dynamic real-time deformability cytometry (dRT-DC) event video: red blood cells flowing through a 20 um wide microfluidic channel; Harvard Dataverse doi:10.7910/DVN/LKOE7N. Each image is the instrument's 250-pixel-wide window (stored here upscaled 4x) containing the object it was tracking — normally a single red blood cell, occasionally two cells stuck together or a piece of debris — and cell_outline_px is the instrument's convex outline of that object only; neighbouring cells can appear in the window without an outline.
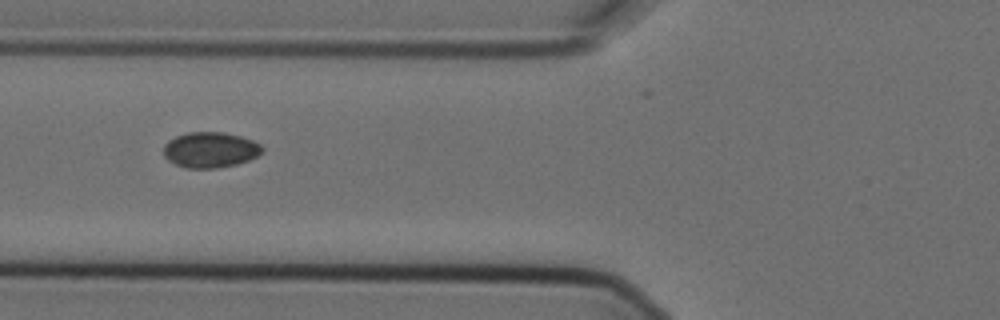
{"species": "Egyptian fruit bat (a non-hibernating species)", "species_latin": "Rousettus aegyptiacus", "temperature_condition": "cold", "stored_images_in_passage": 7, "camera_frame_rate_fps": 3000, "um_per_image_px": 0.085, "animal": {"sex": "female"}, "frame": {"image": 1, "passage_image": 4, "time_ms": 1.0, "image_size_px": [1000, 320], "cell_outline_px": [[264, 148], [256, 156], [248, 160], [236, 164], [216, 168], [188, 168], [176, 164], [168, 160], [164, 156], [164, 144], [168, 140], [176, 136], [188, 132], [224, 132], [240, 136], [252, 140], [260, 144]], "centroid_in_image_um": [17.85, 12.73], "position_along_channel_um": 107.9, "area_um2": 20.35}}
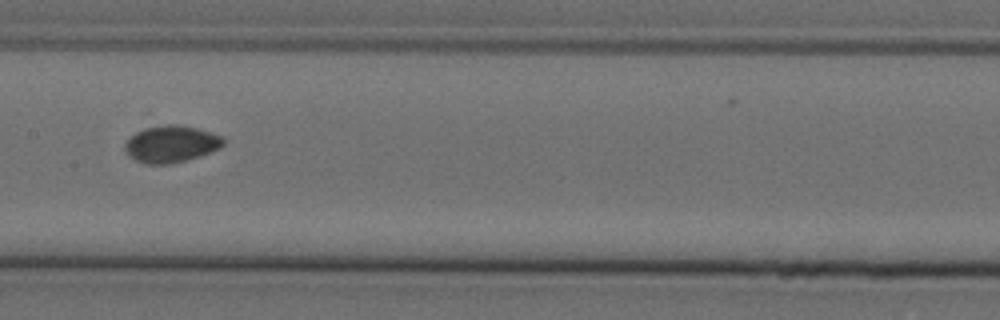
{"frame": {"image": 2, "passage_image": 6, "time_ms": 1.667, "image_size_px": [1000, 320], "cell_outline_px": [[228, 140], [220, 148], [184, 160], [168, 164], [148, 164], [136, 160], [128, 156], [124, 148], [124, 144], [136, 132], [144, 128], [168, 124], [196, 128], [224, 136]], "centroid_in_image_um": [14.55, 12.23], "position_along_channel_um": 192.8, "area_um2": 20.87}}
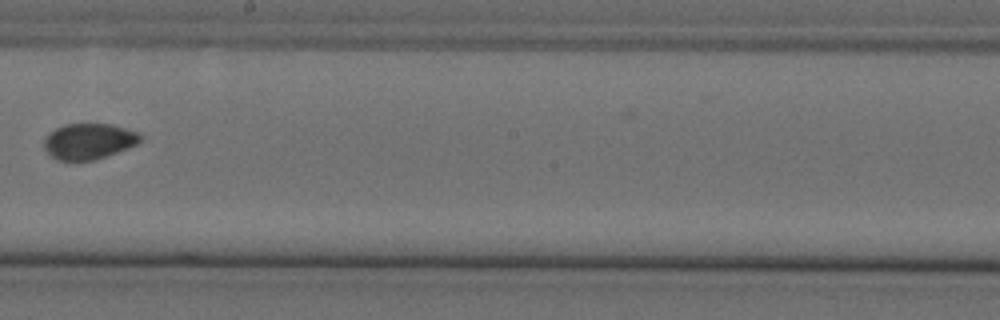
{"frame": {"image": 3, "passage_image": 7, "time_ms": 2.0, "image_size_px": [1000, 320], "cell_outline_px": [[140, 140], [136, 144], [128, 148], [92, 160], [56, 160], [44, 148], [44, 136], [48, 132], [64, 124], [112, 124], [140, 132]], "centroid_in_image_um": [7.52, 11.99], "position_along_channel_um": 240.7, "area_um2": 20.0}}